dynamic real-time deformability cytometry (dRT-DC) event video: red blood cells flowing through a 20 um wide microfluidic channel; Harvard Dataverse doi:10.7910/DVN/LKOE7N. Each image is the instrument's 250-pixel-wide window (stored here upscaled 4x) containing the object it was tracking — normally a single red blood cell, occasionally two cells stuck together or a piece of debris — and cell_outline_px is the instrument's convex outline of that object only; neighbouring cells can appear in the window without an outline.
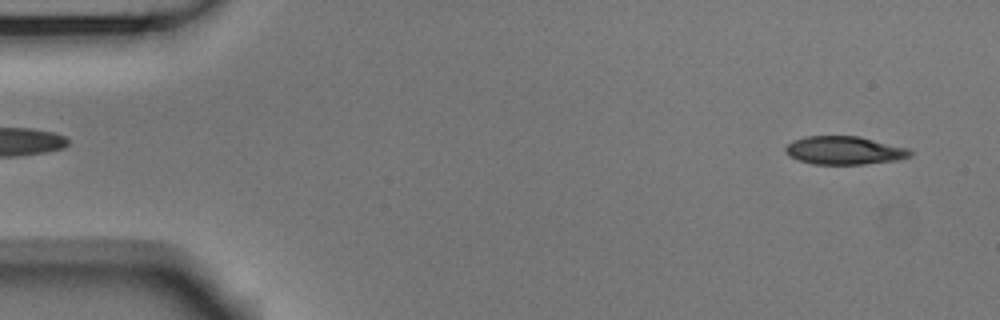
{"species": "Egyptian fruit bat (a non-hibernating species)", "species_latin": "Rousettus aegyptiacus", "temperature_condition": "room temperature", "stored_images_in_passage": 52, "camera_frame_rate_fps": 3000, "um_per_image_px": 0.085, "animal": {"sex": "male"}, "frame": {"image": 1, "passage_image": 2, "time_ms": 0.333, "image_size_px": [1000, 320], "cell_outline_px": [[912, 156], [896, 160], [864, 164], [812, 164], [788, 156], [784, 148], [792, 140], [804, 136], [860, 136], [908, 148], [912, 152]], "centroid_in_image_um": [71.75, 12.78], "position_along_channel_um": 13.2, "area_um2": 20.58}}
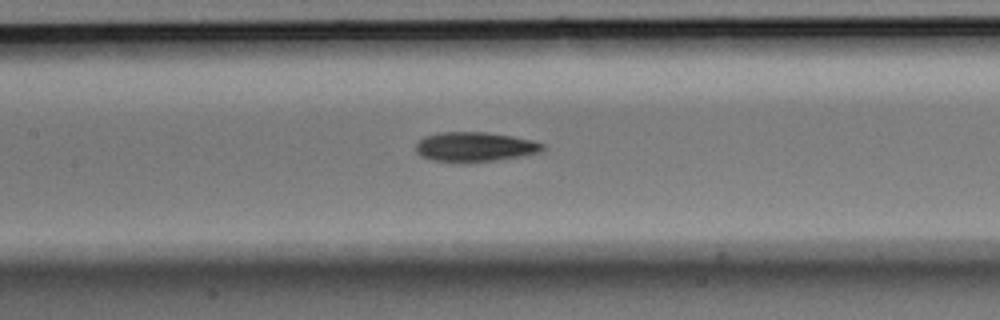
{"frame": {"image": 2, "passage_image": 23, "time_ms": 7.333, "image_size_px": [1000, 320], "cell_outline_px": [[544, 148], [540, 152], [520, 156], [496, 160], [460, 164], [432, 160], [420, 156], [416, 152], [416, 144], [424, 136], [440, 132], [488, 132], [512, 136], [532, 140], [544, 144]], "centroid_in_image_um": [40.32, 12.5], "position_along_channel_um": 167.1, "area_um2": 22.2}}
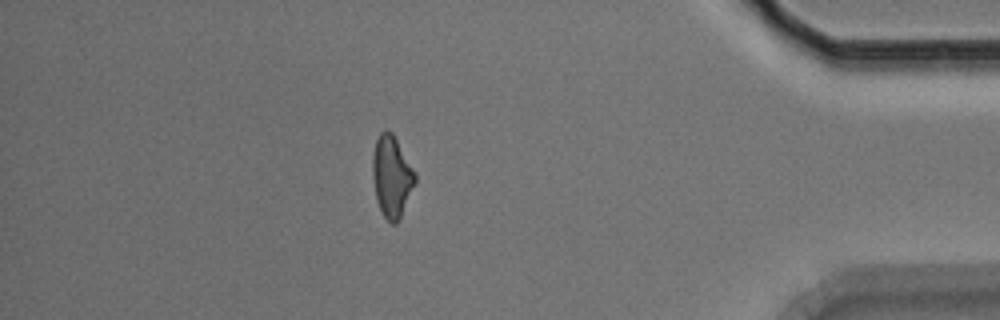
{"frame": {"image": 3, "passage_image": 45, "time_ms": 14.667, "image_size_px": [1000, 320], "cell_outline_px": [[416, 180], [400, 216], [396, 224], [392, 224], [384, 216], [376, 200], [372, 172], [372, 156], [376, 140], [380, 132], [384, 128], [388, 128], [392, 132], [416, 172]], "centroid_in_image_um": [33.28, 14.93], "position_along_channel_um": 401.9, "area_um2": 20.06}, "authors_computed_cell_mechanics": {"area_um2": 21.2126, "velocity_mm_per_s": 3.7634, "shape_relaxation_time_tau1_ms": 6.5217, "shape_relaxation_time_tau2_ms": 5.842, "deformation_change_tau1": 0.1617, "deformation_change_tau2": 0.1621}}